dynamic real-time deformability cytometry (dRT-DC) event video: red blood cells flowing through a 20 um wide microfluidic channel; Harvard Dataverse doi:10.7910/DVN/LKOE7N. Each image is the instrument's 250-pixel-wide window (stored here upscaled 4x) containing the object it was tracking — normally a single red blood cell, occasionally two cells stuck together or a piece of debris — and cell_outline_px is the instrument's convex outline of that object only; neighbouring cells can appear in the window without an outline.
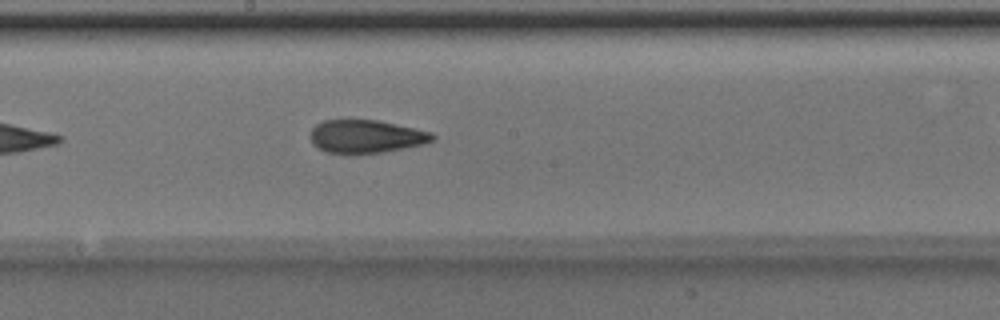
{"species": "Egyptian fruit bat (a non-hibernating species)", "species_latin": "Rousettus aegyptiacus", "temperature_condition": "room temperature", "stored_images_in_passage": 23, "camera_frame_rate_fps": 3000, "um_per_image_px": 0.085, "animal": {"sex": "male"}, "frame": {"image": 1, "passage_image": 14, "time_ms": 4.333, "image_size_px": [1000, 320], "cell_outline_px": [[436, 136], [432, 140], [424, 144], [384, 152], [356, 156], [352, 156], [328, 152], [316, 148], [312, 144], [312, 128], [316, 124], [324, 120], [376, 120], [416, 128], [432, 132]], "centroid_in_image_um": [31.11, 11.63], "position_along_channel_um": 217.1, "area_um2": 24.04}}
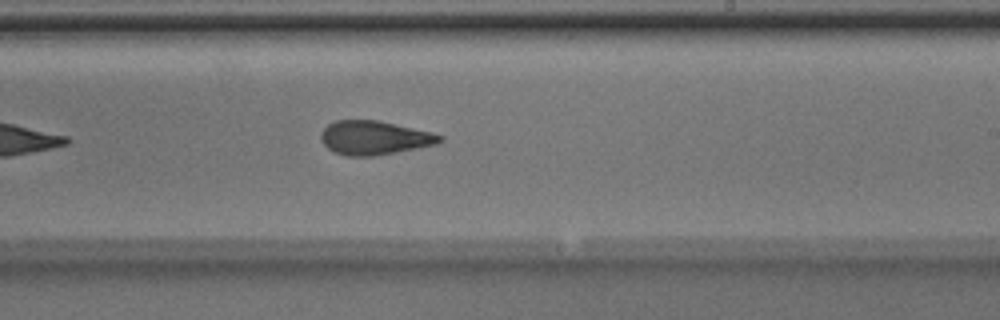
{"frame": {"image": 2, "passage_image": 17, "time_ms": 5.333, "image_size_px": [1000, 320], "cell_outline_px": [[444, 140], [436, 144], [376, 156], [348, 156], [332, 152], [320, 140], [320, 132], [328, 124], [336, 120], [380, 120], [432, 132], [444, 136]], "centroid_in_image_um": [31.81, 11.71], "position_along_channel_um": 257.2, "area_um2": 23.7}}